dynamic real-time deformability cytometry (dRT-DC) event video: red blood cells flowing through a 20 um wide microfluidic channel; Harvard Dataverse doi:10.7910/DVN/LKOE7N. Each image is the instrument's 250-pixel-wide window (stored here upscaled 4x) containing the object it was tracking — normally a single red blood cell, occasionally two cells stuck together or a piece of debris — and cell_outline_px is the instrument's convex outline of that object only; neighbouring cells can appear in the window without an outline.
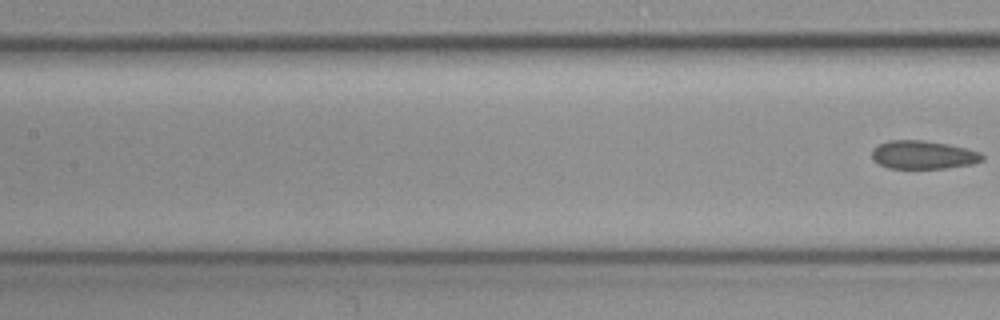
{"species": "common noctule bat (a hibernating species)", "species_latin": "Nyctalus noctula", "temperature_condition": "cold", "stored_images_in_passage": 5, "segment_of_instrument_passage": [2, 2], "camera_frame_rate_fps": 3000, "um_per_image_px": 0.085, "animal": {"sex": "female", "body_mass_g": 19.3, "forearm_length_mm": 54.1}, "frame": {"image": 1, "passage_image": 5, "time_ms": 1.333, "image_size_px": [1000, 320], "cell_outline_px": [[984, 160], [972, 164], [948, 168], [888, 168], [872, 160], [872, 148], [880, 144], [892, 140], [920, 140], [948, 144], [980, 152], [984, 156]], "centroid_in_image_um": [78.47, 13.17], "position_along_channel_um": 128.9, "area_um2": 18.15}}